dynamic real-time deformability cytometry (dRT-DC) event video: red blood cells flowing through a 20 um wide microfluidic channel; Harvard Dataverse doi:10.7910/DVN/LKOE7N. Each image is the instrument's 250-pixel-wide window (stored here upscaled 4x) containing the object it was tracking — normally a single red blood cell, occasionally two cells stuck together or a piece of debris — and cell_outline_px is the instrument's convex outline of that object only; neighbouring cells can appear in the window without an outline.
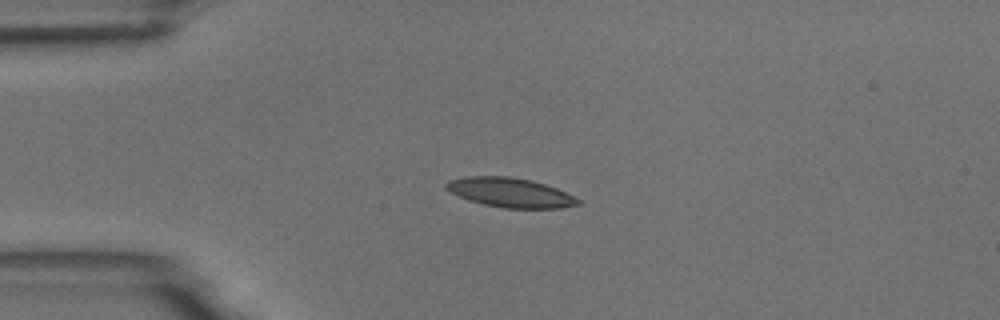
{"species": "common noctule bat (a hibernating species)", "species_latin": "Nyctalus noctula", "temperature_condition": "room temperature", "stored_images_in_passage": 2, "camera_frame_rate_fps": 3000, "um_per_image_px": 0.085, "animal": {"sex": "male", "body_mass_g": 18.8}, "frame": {"image": 1, "passage_image": 1, "time_ms": 0.0, "image_size_px": [1000, 320], "cell_outline_px": [[580, 204], [560, 208], [504, 208], [484, 204], [468, 200], [444, 188], [444, 184], [448, 180], [464, 176], [508, 176], [532, 180], [556, 188], [580, 200]], "centroid_in_image_um": [43.33, 16.36], "position_along_channel_um": 41.7, "area_um2": 22.48}}